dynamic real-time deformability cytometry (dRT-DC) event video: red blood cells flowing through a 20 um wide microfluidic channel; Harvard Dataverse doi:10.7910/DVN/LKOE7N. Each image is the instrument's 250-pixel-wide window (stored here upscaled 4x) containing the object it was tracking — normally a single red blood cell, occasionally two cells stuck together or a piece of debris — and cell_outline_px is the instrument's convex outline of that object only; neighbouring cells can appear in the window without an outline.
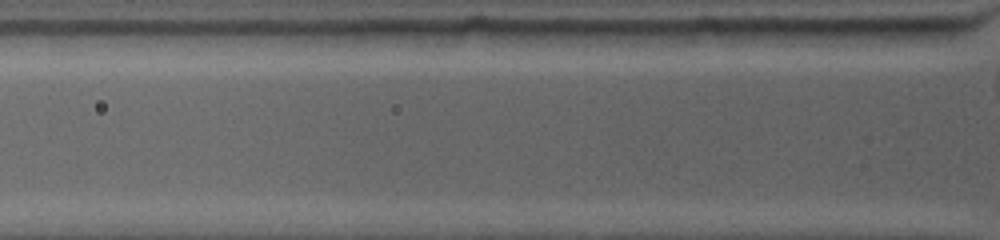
{"species": "common noctule bat (a hibernating species)", "species_latin": "Nyctalus noctula", "temperature_condition": "warm", "stored_images_in_passage": 2, "camera_frame_rate_fps": 4500, "um_per_image_px": 0.085, "animal": {"sex": "female", "body_mass_g": 19.0, "forearm_length_mm": 53.3}, "frame": {"image": 1, "passage_image": 2, "time_ms": 0.444, "image_size_px": [1000, 240], "cell_outline_px": [[956, 32], [952, 36], [932, 44], [844, 48], [832, 48], [804, 44], [796, 28], [952, 28]], "centroid_in_image_um": [74.15, 3.12], "position_along_channel_um": 51.6, "area_um2": 19.13}}